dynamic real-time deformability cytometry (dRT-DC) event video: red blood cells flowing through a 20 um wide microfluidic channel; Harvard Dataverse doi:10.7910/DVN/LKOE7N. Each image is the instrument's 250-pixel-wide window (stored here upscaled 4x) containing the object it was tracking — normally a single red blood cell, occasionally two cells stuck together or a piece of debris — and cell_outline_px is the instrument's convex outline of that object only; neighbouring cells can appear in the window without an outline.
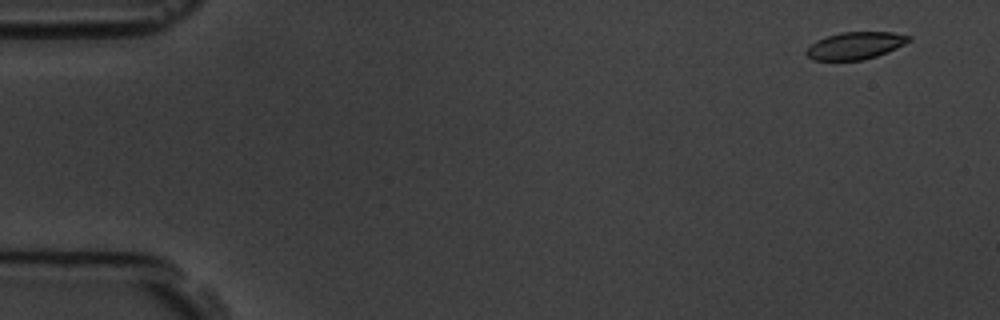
{"species": "common noctule bat (a hibernating species)", "species_latin": "Nyctalus noctula", "temperature_condition": "room temperature", "stored_images_in_passage": 4, "camera_frame_rate_fps": 3000, "um_per_image_px": 0.085, "animal": {"sex": "male", "body_mass_g": 19.5, "forearm_length_mm": 54.6}, "frame": {"image": 1, "passage_image": 1, "time_ms": 0.0, "image_size_px": [1000, 320], "cell_outline_px": [[912, 40], [888, 52], [876, 56], [860, 60], [812, 60], [804, 52], [816, 40], [840, 32], [892, 32], [912, 36]], "centroid_in_image_um": [72.72, 3.87], "position_along_channel_um": 12.3, "area_um2": 16.24}}